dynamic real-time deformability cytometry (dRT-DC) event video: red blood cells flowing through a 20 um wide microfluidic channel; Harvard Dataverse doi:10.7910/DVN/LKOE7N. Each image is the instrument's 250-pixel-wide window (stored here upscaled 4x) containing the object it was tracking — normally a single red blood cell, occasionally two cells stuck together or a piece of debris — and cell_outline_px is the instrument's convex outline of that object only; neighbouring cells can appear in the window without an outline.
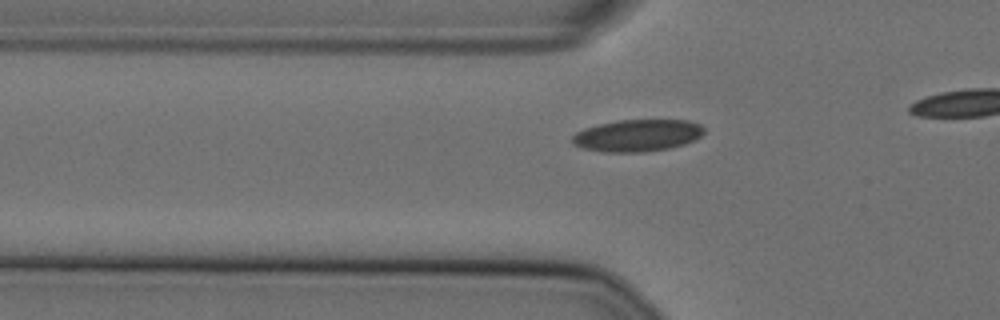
{"species": "Egyptian fruit bat (a non-hibernating species)", "species_latin": "Rousettus aegyptiacus", "temperature_condition": "cold", "stored_images_in_passage": 25, "camera_frame_rate_fps": 3000, "um_per_image_px": 0.085, "animal": {"sex": "female"}, "frame": {"image": 1, "passage_image": 15, "time_ms": 4.667, "image_size_px": [1000, 320], "cell_outline_px": [[704, 132], [696, 140], [684, 144], [668, 148], [644, 152], [604, 152], [584, 148], [572, 144], [572, 136], [576, 132], [584, 128], [600, 124], [620, 120], [688, 120], [700, 124], [704, 128]], "centroid_in_image_um": [54.19, 11.51], "position_along_channel_um": 71.6, "area_um2": 24.57}}
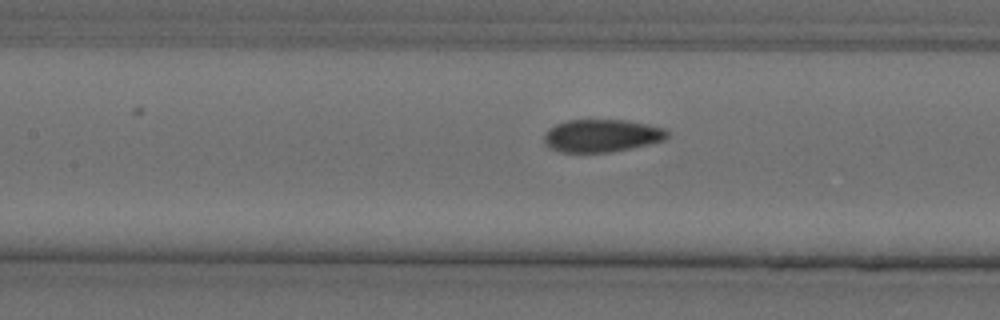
{"frame": {"image": 2, "passage_image": 22, "time_ms": 7.0, "image_size_px": [1000, 320], "cell_outline_px": [[668, 136], [664, 140], [648, 144], [608, 152], [560, 152], [544, 144], [544, 132], [556, 124], [568, 120], [628, 120], [648, 124], [664, 128], [668, 132]], "centroid_in_image_um": [51.13, 11.52], "position_along_channel_um": 156.3, "area_um2": 23.35}}